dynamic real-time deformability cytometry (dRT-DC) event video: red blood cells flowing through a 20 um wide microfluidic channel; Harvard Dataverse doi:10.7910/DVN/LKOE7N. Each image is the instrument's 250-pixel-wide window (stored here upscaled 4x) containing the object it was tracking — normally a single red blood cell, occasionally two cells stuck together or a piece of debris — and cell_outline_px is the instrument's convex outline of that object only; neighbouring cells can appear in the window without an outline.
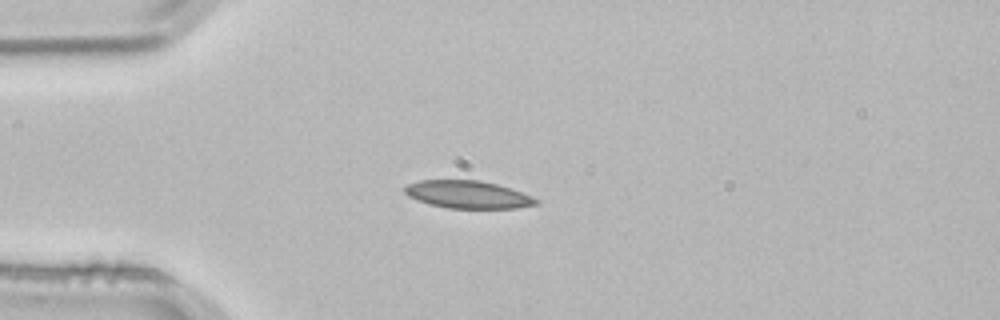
{"species": "common noctule bat (a hibernating species)", "species_latin": "Nyctalus noctula", "temperature_condition": "room temperature", "stored_images_in_passage": 2, "camera_frame_rate_fps": 3000, "um_per_image_px": 0.085, "animal": {"sex": "male", "body_mass_g": 21.5, "forearm_length_mm": 52.0}, "frame": {"image": 1, "passage_image": 2, "time_ms": 0.333, "image_size_px": [1000, 320], "cell_outline_px": [[540, 204], [516, 208], [448, 208], [428, 204], [416, 200], [408, 196], [404, 192], [404, 188], [408, 184], [420, 180], [480, 180], [496, 184], [532, 196], [540, 200]], "centroid_in_image_um": [39.76, 16.54], "position_along_channel_um": 45.2, "area_um2": 21.15}}